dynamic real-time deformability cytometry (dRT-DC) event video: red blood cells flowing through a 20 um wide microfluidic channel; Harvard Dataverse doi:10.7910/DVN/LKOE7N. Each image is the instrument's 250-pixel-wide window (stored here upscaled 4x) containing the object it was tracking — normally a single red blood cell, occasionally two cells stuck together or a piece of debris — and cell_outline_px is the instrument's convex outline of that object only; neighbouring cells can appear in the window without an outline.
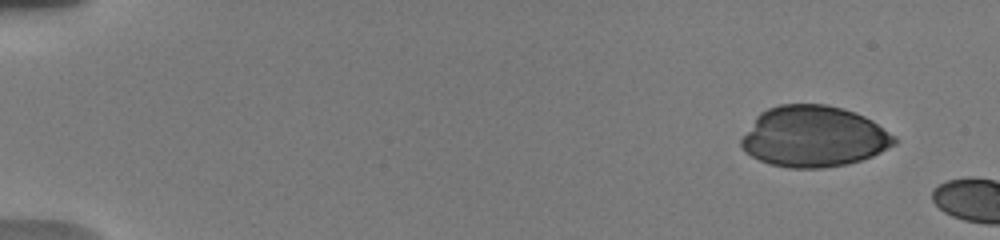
{"species": "human", "species_latin": "Homo sapiens", "temperature_condition": "warm", "stored_images_in_passage": 3, "camera_frame_rate_fps": 3000, "um_per_image_px": 0.085, "donor": {"sex": "male"}, "frame": {"image": 1, "passage_image": 1, "time_ms": 0.0, "image_size_px": [1000, 240], "cell_outline_px": [[896, 144], [872, 156], [848, 164], [824, 168], [788, 168], [768, 164], [752, 156], [740, 144], [740, 140], [756, 116], [760, 112], [768, 108], [780, 104], [828, 104], [856, 112], [872, 120], [896, 136]], "centroid_in_image_um": [69.18, 11.6], "position_along_channel_um": 15.8, "area_um2": 54.56}}